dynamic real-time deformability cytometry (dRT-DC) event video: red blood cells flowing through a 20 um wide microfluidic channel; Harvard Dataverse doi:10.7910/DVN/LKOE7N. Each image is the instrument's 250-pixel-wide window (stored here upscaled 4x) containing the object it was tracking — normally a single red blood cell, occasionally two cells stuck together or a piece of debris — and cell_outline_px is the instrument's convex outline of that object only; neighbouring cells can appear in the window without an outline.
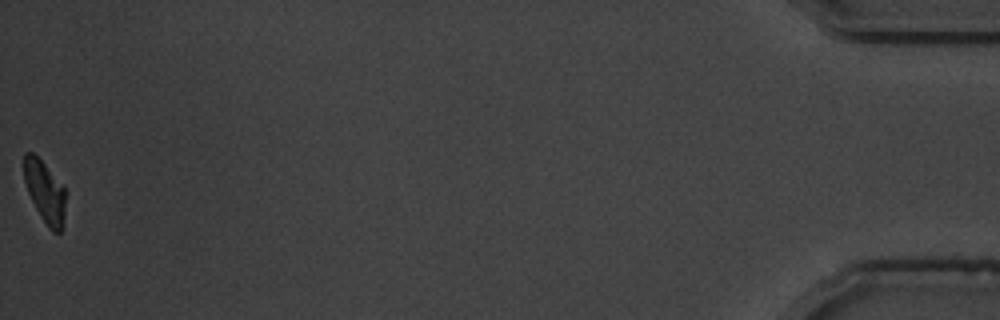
{"species": "common noctule bat (a hibernating species)", "species_latin": "Nyctalus noctula", "temperature_condition": "warm", "stored_images_in_passage": 56, "camera_frame_rate_fps": 3000, "um_per_image_px": 0.085, "animal": {"sex": "male", "body_mass_g": 19.5, "forearm_length_mm": 54.6}, "frame": {"image": 1, "passage_image": 56, "time_ms": 18.333, "image_size_px": [1000, 320], "cell_outline_px": [[64, 216], [60, 232], [52, 232], [48, 228], [36, 208], [28, 192], [24, 180], [24, 152], [32, 152], [44, 164], [64, 188]], "centroid_in_image_um": [3.79, 16.3], "position_along_channel_um": 431.4, "area_um2": 14.45}, "authors_computed_cell_mechanics": {"area_um2": 16.7331, "velocity_mm_per_s": 3.624, "shape_relaxation_time_tau1_ms": 2.0565, "shape_relaxation_time_tau2_ms": 5.5586, "deformation_change_tau1": 0.1647, "deformation_change_tau2": 0.102}}